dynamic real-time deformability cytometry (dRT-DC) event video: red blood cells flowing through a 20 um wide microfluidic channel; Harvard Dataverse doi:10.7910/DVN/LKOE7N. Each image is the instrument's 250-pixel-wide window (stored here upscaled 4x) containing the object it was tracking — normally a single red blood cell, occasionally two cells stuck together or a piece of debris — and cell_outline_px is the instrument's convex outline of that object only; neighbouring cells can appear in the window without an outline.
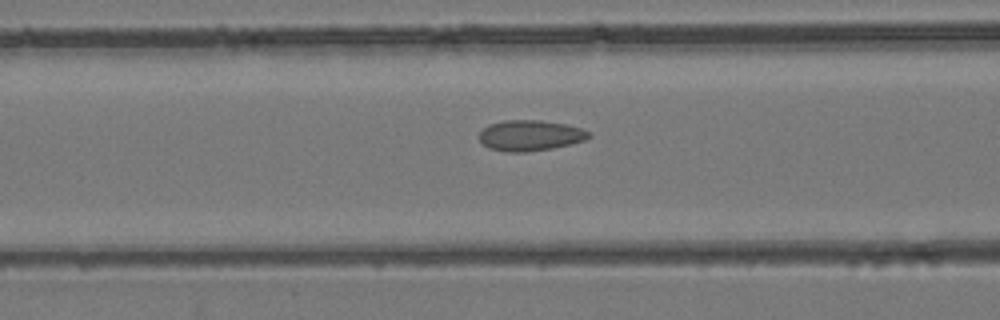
{"species": "common noctule bat (a hibernating species)", "species_latin": "Nyctalus noctula", "temperature_condition": "room temperature", "stored_images_in_passage": 46, "camera_frame_rate_fps": 3000, "um_per_image_px": 0.085, "animal": {"sex": "female", "body_mass_g": 24.6, "forearm_length_mm": 56.2}, "frame": {"image": 1, "passage_image": 19, "time_ms": 6.0, "image_size_px": [1000, 320], "cell_outline_px": [[592, 136], [584, 140], [552, 148], [524, 152], [504, 152], [488, 148], [476, 136], [488, 124], [504, 120], [540, 120], [564, 124], [580, 128], [588, 132]], "centroid_in_image_um": [45.0, 11.51], "position_along_channel_um": 121.6, "area_um2": 19.54}}
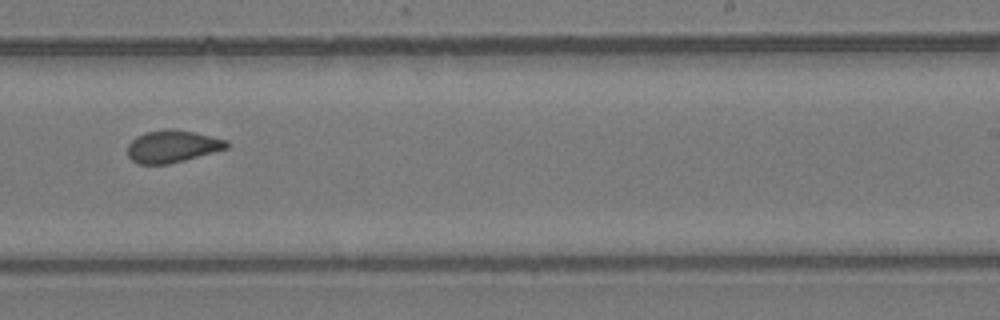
{"frame": {"image": 2, "passage_image": 29, "time_ms": 9.333, "image_size_px": [1000, 320], "cell_outline_px": [[228, 148], [184, 160], [168, 164], [136, 164], [128, 156], [128, 144], [136, 136], [148, 132], [164, 128], [172, 128], [196, 132], [228, 140]], "centroid_in_image_um": [14.65, 12.43], "position_along_channel_um": 274.4, "area_um2": 18.73}}
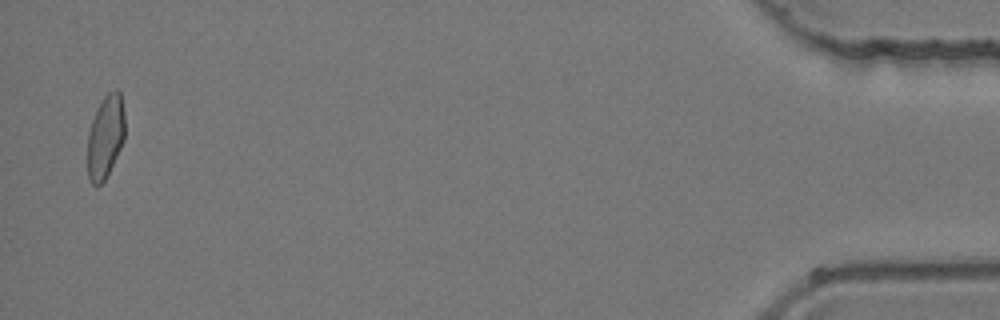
{"frame": {"image": 3, "passage_image": 45, "time_ms": 14.667, "image_size_px": [1000, 320], "cell_outline_px": [[124, 140], [104, 180], [100, 184], [92, 184], [88, 180], [88, 132], [92, 120], [104, 96], [108, 92], [116, 88], [120, 92], [124, 112]], "centroid_in_image_um": [8.96, 11.59], "position_along_channel_um": 426.2, "area_um2": 17.8}}